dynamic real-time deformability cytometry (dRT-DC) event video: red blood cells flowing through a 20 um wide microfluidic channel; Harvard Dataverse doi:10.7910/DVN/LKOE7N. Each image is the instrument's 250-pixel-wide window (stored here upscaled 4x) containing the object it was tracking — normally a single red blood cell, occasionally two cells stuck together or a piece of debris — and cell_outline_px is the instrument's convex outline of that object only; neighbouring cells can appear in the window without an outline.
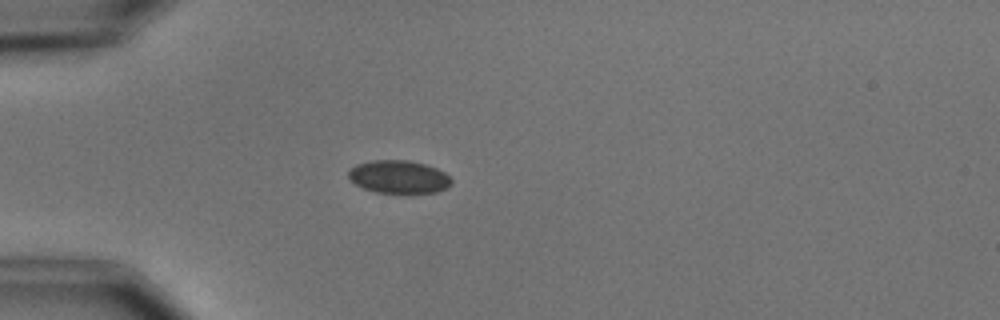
{"species": "common noctule bat (a hibernating species)", "species_latin": "Nyctalus noctula", "temperature_condition": "cold", "stored_images_in_passage": 2, "camera_frame_rate_fps": 3000, "um_per_image_px": 0.085, "animal": {"sex": "male", "body_mass_g": 15.6}, "frame": {"image": 1, "passage_image": 2, "time_ms": 2.0, "image_size_px": [1000, 320], "cell_outline_px": [[452, 184], [436, 192], [376, 192], [364, 188], [356, 184], [348, 176], [348, 172], [356, 164], [372, 160], [408, 160], [424, 164], [436, 168], [444, 172], [452, 180]], "centroid_in_image_um": [33.89, 15.01], "position_along_channel_um": 51.1, "area_um2": 19.42}}